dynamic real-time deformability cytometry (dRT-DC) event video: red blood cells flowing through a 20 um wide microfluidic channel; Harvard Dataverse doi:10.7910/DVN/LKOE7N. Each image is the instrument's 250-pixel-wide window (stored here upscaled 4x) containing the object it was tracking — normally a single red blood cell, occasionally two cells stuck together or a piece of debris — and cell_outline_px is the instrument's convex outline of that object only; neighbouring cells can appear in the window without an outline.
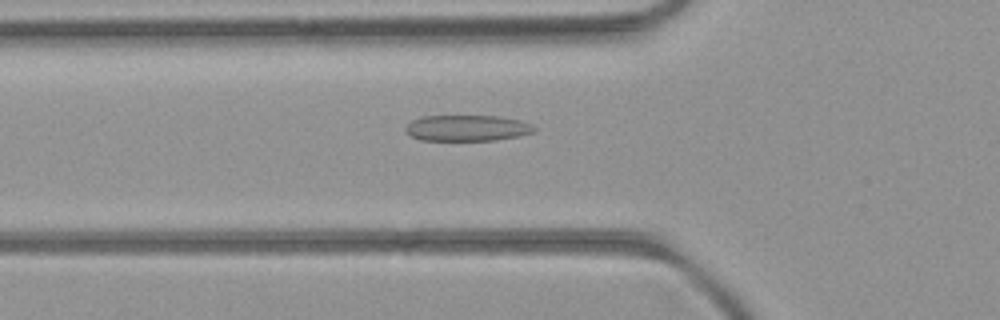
{"species": "common noctule bat (a hibernating species)", "species_latin": "Nyctalus noctula", "temperature_condition": "room temperature", "stored_images_in_passage": 44, "camera_frame_rate_fps": 3000, "um_per_image_px": 0.085, "animal": {"sex": "female", "body_mass_g": 21.9}, "frame": {"image": 1, "passage_image": 11, "time_ms": 3.333, "image_size_px": [1000, 320], "cell_outline_px": [[536, 128], [532, 132], [516, 136], [492, 140], [420, 140], [412, 136], [404, 128], [412, 120], [424, 116], [496, 116], [520, 120], [532, 124]], "centroid_in_image_um": [39.69, 10.88], "position_along_channel_um": 86.1, "area_um2": 19.19}}
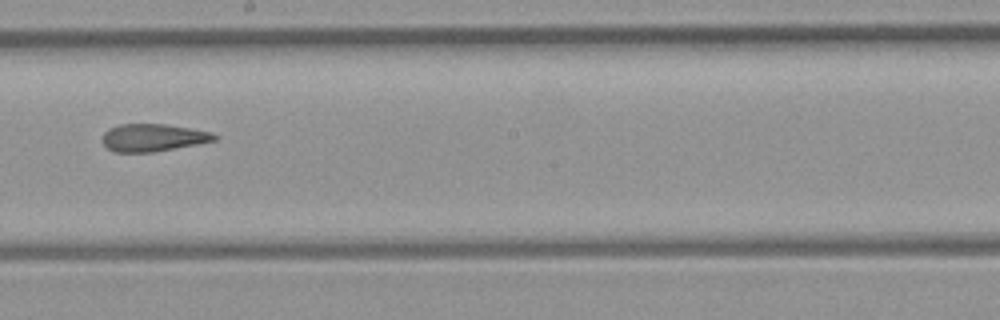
{"frame": {"image": 2, "passage_image": 22, "time_ms": 7.0, "image_size_px": [1000, 320], "cell_outline_px": [[220, 136], [216, 140], [196, 144], [152, 152], [112, 152], [104, 144], [104, 132], [108, 128], [120, 124], [164, 124], [212, 132]], "centroid_in_image_um": [13.01, 11.69], "position_along_channel_um": 235.2, "area_um2": 17.8}}
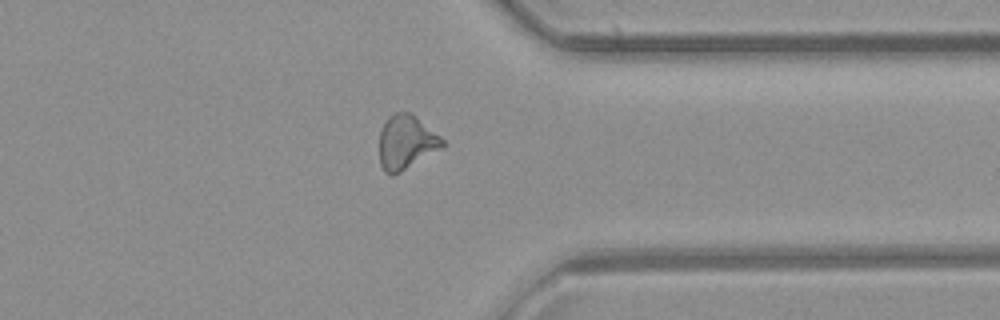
{"frame": {"image": 3, "passage_image": 33, "time_ms": 10.667, "image_size_px": [1000, 320], "cell_outline_px": [[444, 144], [440, 148], [400, 172], [392, 176], [388, 176], [384, 172], [380, 164], [380, 132], [388, 116], [396, 112], [408, 112], [416, 116], [440, 136], [444, 140]], "centroid_in_image_um": [34.49, 12.09], "position_along_channel_um": 376.9, "area_um2": 19.59}, "authors_computed_cell_mechanics": {"area_um2": 19.1896, "velocity_mm_per_s": 4.037, "shape_relaxation_time_tau1_ms": null, "shape_relaxation_time_tau2_ms": 2.9449, "deformation_change_tau1": null, "deformation_change_tau2": 0.1232}}